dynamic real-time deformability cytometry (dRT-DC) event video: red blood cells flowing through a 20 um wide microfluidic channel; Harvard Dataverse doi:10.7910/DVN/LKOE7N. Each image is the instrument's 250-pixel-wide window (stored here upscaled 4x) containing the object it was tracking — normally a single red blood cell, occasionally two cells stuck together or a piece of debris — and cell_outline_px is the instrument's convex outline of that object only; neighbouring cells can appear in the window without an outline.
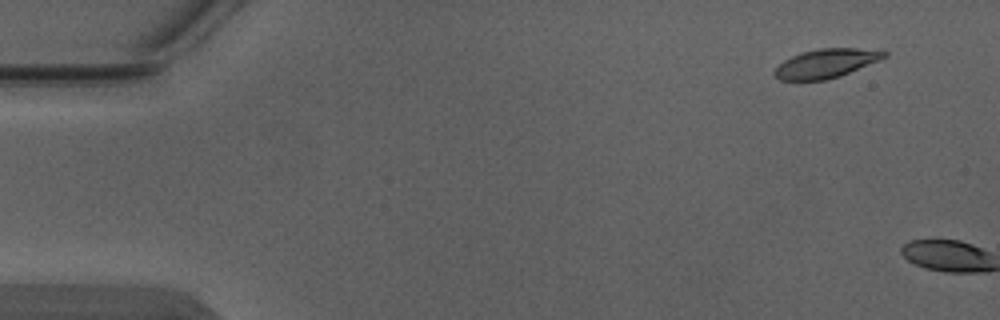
{"species": "Egyptian fruit bat (a non-hibernating species)", "species_latin": "Rousettus aegyptiacus", "temperature_condition": "warm", "stored_images_in_passage": 2, "camera_frame_rate_fps": 3000, "um_per_image_px": 0.085, "animal": {"sex": "male"}, "frame": {"image": 1, "passage_image": 1, "time_ms": 0.0, "image_size_px": [1000, 320], "cell_outline_px": [[888, 56], [880, 60], [840, 76], [824, 80], [780, 80], [772, 72], [784, 60], [800, 52], [820, 48], [884, 48], [888, 52]], "centroid_in_image_um": [70.3, 5.36], "position_along_channel_um": 14.7, "area_um2": 18.79}}